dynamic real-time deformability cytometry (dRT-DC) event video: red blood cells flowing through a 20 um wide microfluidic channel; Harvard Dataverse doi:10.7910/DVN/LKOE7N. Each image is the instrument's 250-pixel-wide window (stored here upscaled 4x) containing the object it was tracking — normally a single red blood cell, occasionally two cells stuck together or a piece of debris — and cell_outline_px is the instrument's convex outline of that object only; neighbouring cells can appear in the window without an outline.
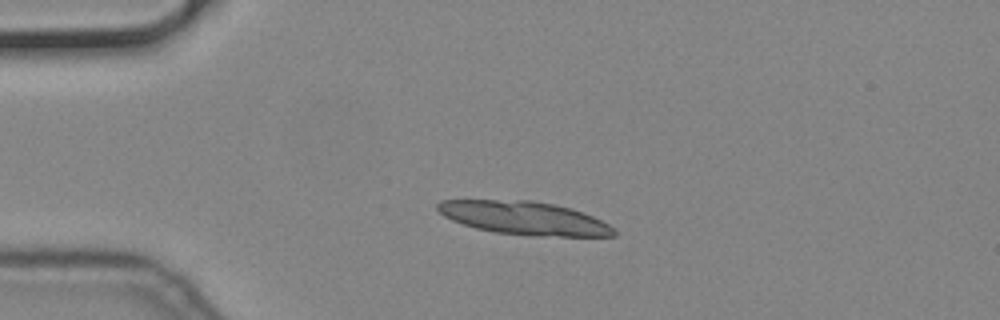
{"species": "common noctule bat (a hibernating species)", "species_latin": "Nyctalus noctula", "temperature_condition": "cold", "stored_images_in_passage": 9, "camera_frame_rate_fps": 3000, "um_per_image_px": 0.085, "animal": {"sex": "male", "body_mass_g": 19.2, "forearm_length_mm": 51.8}, "frame": {"image": 1, "passage_image": 1, "time_ms": 0.0, "image_size_px": [1000, 320], "cell_outline_px": [[616, 236], [536, 236], [496, 232], [476, 228], [452, 220], [444, 216], [436, 208], [436, 204], [440, 200], [532, 200], [572, 208], [592, 216], [608, 224], [616, 232]], "centroid_in_image_um": [44.55, 18.53], "position_along_channel_um": 40.5, "area_um2": 33.99}}